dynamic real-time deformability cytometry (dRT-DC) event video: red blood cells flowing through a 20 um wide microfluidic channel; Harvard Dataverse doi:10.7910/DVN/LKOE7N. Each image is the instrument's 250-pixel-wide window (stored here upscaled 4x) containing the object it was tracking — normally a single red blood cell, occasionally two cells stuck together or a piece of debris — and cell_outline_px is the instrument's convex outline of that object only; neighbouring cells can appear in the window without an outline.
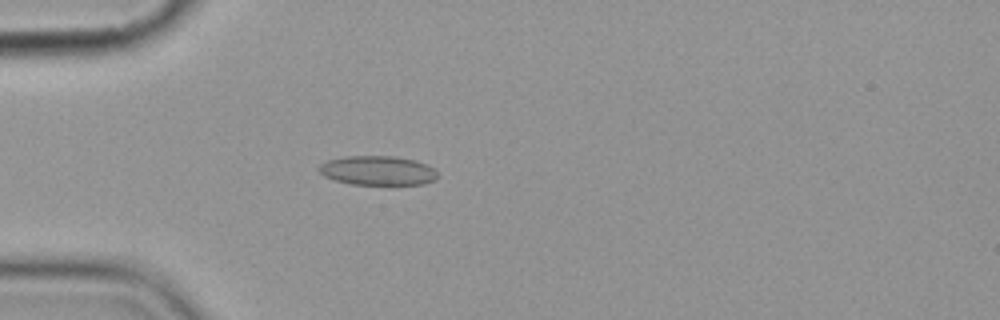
{"species": "common noctule bat (a hibernating species)", "species_latin": "Nyctalus noctula", "temperature_condition": "cold", "stored_images_in_passage": 4, "camera_frame_rate_fps": 3000, "um_per_image_px": 0.085, "animal": {"sex": "female", "body_mass_g": 19.9}, "frame": {"image": 1, "passage_image": 4, "time_ms": 3.333, "image_size_px": [1000, 320], "cell_outline_px": [[436, 180], [424, 184], [388, 188], [352, 184], [336, 180], [324, 176], [316, 168], [320, 164], [328, 160], [344, 156], [392, 156], [416, 160], [432, 168], [436, 172]], "centroid_in_image_um": [32.12, 14.55], "position_along_channel_um": 52.9, "area_um2": 21.15}}